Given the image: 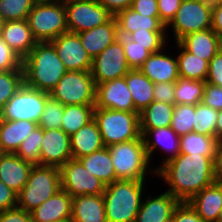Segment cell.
I'll use <instances>...</instances> for the list:
<instances>
[{"mask_svg":"<svg viewBox=\"0 0 222 222\" xmlns=\"http://www.w3.org/2000/svg\"><path fill=\"white\" fill-rule=\"evenodd\" d=\"M194 1H211V0H194Z\"/></svg>","mask_w":222,"mask_h":222,"instance_id":"obj_62","label":"cell"},{"mask_svg":"<svg viewBox=\"0 0 222 222\" xmlns=\"http://www.w3.org/2000/svg\"><path fill=\"white\" fill-rule=\"evenodd\" d=\"M126 83L134 103V112H141L154 101V83L139 69H131L125 75Z\"/></svg>","mask_w":222,"mask_h":222,"instance_id":"obj_30","label":"cell"},{"mask_svg":"<svg viewBox=\"0 0 222 222\" xmlns=\"http://www.w3.org/2000/svg\"><path fill=\"white\" fill-rule=\"evenodd\" d=\"M166 31H149L147 29L142 31H134L127 37L132 41L144 46L151 54L158 53L166 47Z\"/></svg>","mask_w":222,"mask_h":222,"instance_id":"obj_41","label":"cell"},{"mask_svg":"<svg viewBox=\"0 0 222 222\" xmlns=\"http://www.w3.org/2000/svg\"><path fill=\"white\" fill-rule=\"evenodd\" d=\"M4 23H5V20L0 16V34H1V31L4 27Z\"/></svg>","mask_w":222,"mask_h":222,"instance_id":"obj_59","label":"cell"},{"mask_svg":"<svg viewBox=\"0 0 222 222\" xmlns=\"http://www.w3.org/2000/svg\"><path fill=\"white\" fill-rule=\"evenodd\" d=\"M17 206V194L0 180V211Z\"/></svg>","mask_w":222,"mask_h":222,"instance_id":"obj_53","label":"cell"},{"mask_svg":"<svg viewBox=\"0 0 222 222\" xmlns=\"http://www.w3.org/2000/svg\"><path fill=\"white\" fill-rule=\"evenodd\" d=\"M61 189L60 168L34 165L17 194V207L30 212Z\"/></svg>","mask_w":222,"mask_h":222,"instance_id":"obj_6","label":"cell"},{"mask_svg":"<svg viewBox=\"0 0 222 222\" xmlns=\"http://www.w3.org/2000/svg\"><path fill=\"white\" fill-rule=\"evenodd\" d=\"M61 188L71 197L102 195L106 184L93 176L79 159L71 158L61 168Z\"/></svg>","mask_w":222,"mask_h":222,"instance_id":"obj_12","label":"cell"},{"mask_svg":"<svg viewBox=\"0 0 222 222\" xmlns=\"http://www.w3.org/2000/svg\"><path fill=\"white\" fill-rule=\"evenodd\" d=\"M116 180H145L148 159L142 136L137 140L108 146Z\"/></svg>","mask_w":222,"mask_h":222,"instance_id":"obj_7","label":"cell"},{"mask_svg":"<svg viewBox=\"0 0 222 222\" xmlns=\"http://www.w3.org/2000/svg\"><path fill=\"white\" fill-rule=\"evenodd\" d=\"M149 161L154 150L159 147L161 151L170 153L162 162V165L174 159L180 154V136L171 127H161L157 129H140ZM150 137V138H149Z\"/></svg>","mask_w":222,"mask_h":222,"instance_id":"obj_18","label":"cell"},{"mask_svg":"<svg viewBox=\"0 0 222 222\" xmlns=\"http://www.w3.org/2000/svg\"><path fill=\"white\" fill-rule=\"evenodd\" d=\"M25 84L49 93L67 72L50 42H37L22 60Z\"/></svg>","mask_w":222,"mask_h":222,"instance_id":"obj_2","label":"cell"},{"mask_svg":"<svg viewBox=\"0 0 222 222\" xmlns=\"http://www.w3.org/2000/svg\"><path fill=\"white\" fill-rule=\"evenodd\" d=\"M0 37L22 60L37 43L33 38L27 19L5 21Z\"/></svg>","mask_w":222,"mask_h":222,"instance_id":"obj_22","label":"cell"},{"mask_svg":"<svg viewBox=\"0 0 222 222\" xmlns=\"http://www.w3.org/2000/svg\"><path fill=\"white\" fill-rule=\"evenodd\" d=\"M128 67L121 40L118 38L92 59L91 75L96 84L124 77Z\"/></svg>","mask_w":222,"mask_h":222,"instance_id":"obj_13","label":"cell"},{"mask_svg":"<svg viewBox=\"0 0 222 222\" xmlns=\"http://www.w3.org/2000/svg\"><path fill=\"white\" fill-rule=\"evenodd\" d=\"M154 101L175 104V82H160L154 84Z\"/></svg>","mask_w":222,"mask_h":222,"instance_id":"obj_49","label":"cell"},{"mask_svg":"<svg viewBox=\"0 0 222 222\" xmlns=\"http://www.w3.org/2000/svg\"><path fill=\"white\" fill-rule=\"evenodd\" d=\"M139 70L154 84L176 82L180 77L177 58L169 57L161 51L151 54Z\"/></svg>","mask_w":222,"mask_h":222,"instance_id":"obj_24","label":"cell"},{"mask_svg":"<svg viewBox=\"0 0 222 222\" xmlns=\"http://www.w3.org/2000/svg\"><path fill=\"white\" fill-rule=\"evenodd\" d=\"M71 154L74 159L90 155L104 147L100 130L94 119L70 136Z\"/></svg>","mask_w":222,"mask_h":222,"instance_id":"obj_29","label":"cell"},{"mask_svg":"<svg viewBox=\"0 0 222 222\" xmlns=\"http://www.w3.org/2000/svg\"><path fill=\"white\" fill-rule=\"evenodd\" d=\"M0 222H32L30 212L19 207L0 211Z\"/></svg>","mask_w":222,"mask_h":222,"instance_id":"obj_51","label":"cell"},{"mask_svg":"<svg viewBox=\"0 0 222 222\" xmlns=\"http://www.w3.org/2000/svg\"><path fill=\"white\" fill-rule=\"evenodd\" d=\"M68 32L79 33L108 22L113 15L97 0H64Z\"/></svg>","mask_w":222,"mask_h":222,"instance_id":"obj_11","label":"cell"},{"mask_svg":"<svg viewBox=\"0 0 222 222\" xmlns=\"http://www.w3.org/2000/svg\"><path fill=\"white\" fill-rule=\"evenodd\" d=\"M183 0H157L159 19L167 26L175 17Z\"/></svg>","mask_w":222,"mask_h":222,"instance_id":"obj_47","label":"cell"},{"mask_svg":"<svg viewBox=\"0 0 222 222\" xmlns=\"http://www.w3.org/2000/svg\"><path fill=\"white\" fill-rule=\"evenodd\" d=\"M144 180H116L103 193L107 222H135Z\"/></svg>","mask_w":222,"mask_h":222,"instance_id":"obj_3","label":"cell"},{"mask_svg":"<svg viewBox=\"0 0 222 222\" xmlns=\"http://www.w3.org/2000/svg\"><path fill=\"white\" fill-rule=\"evenodd\" d=\"M95 108L134 112L125 76L96 84Z\"/></svg>","mask_w":222,"mask_h":222,"instance_id":"obj_16","label":"cell"},{"mask_svg":"<svg viewBox=\"0 0 222 222\" xmlns=\"http://www.w3.org/2000/svg\"><path fill=\"white\" fill-rule=\"evenodd\" d=\"M206 83L222 87V56L219 53L209 61Z\"/></svg>","mask_w":222,"mask_h":222,"instance_id":"obj_50","label":"cell"},{"mask_svg":"<svg viewBox=\"0 0 222 222\" xmlns=\"http://www.w3.org/2000/svg\"><path fill=\"white\" fill-rule=\"evenodd\" d=\"M93 119L106 147L141 137L138 112L94 108Z\"/></svg>","mask_w":222,"mask_h":222,"instance_id":"obj_5","label":"cell"},{"mask_svg":"<svg viewBox=\"0 0 222 222\" xmlns=\"http://www.w3.org/2000/svg\"><path fill=\"white\" fill-rule=\"evenodd\" d=\"M82 46L93 59L99 55L105 48L118 39L117 22L113 16L103 25L94 27L90 30L77 33Z\"/></svg>","mask_w":222,"mask_h":222,"instance_id":"obj_23","label":"cell"},{"mask_svg":"<svg viewBox=\"0 0 222 222\" xmlns=\"http://www.w3.org/2000/svg\"><path fill=\"white\" fill-rule=\"evenodd\" d=\"M38 126L27 120L0 119V153H16L20 144Z\"/></svg>","mask_w":222,"mask_h":222,"instance_id":"obj_27","label":"cell"},{"mask_svg":"<svg viewBox=\"0 0 222 222\" xmlns=\"http://www.w3.org/2000/svg\"><path fill=\"white\" fill-rule=\"evenodd\" d=\"M211 29L222 37V5L212 3Z\"/></svg>","mask_w":222,"mask_h":222,"instance_id":"obj_55","label":"cell"},{"mask_svg":"<svg viewBox=\"0 0 222 222\" xmlns=\"http://www.w3.org/2000/svg\"><path fill=\"white\" fill-rule=\"evenodd\" d=\"M38 0H0V16L5 21L25 20Z\"/></svg>","mask_w":222,"mask_h":222,"instance_id":"obj_40","label":"cell"},{"mask_svg":"<svg viewBox=\"0 0 222 222\" xmlns=\"http://www.w3.org/2000/svg\"><path fill=\"white\" fill-rule=\"evenodd\" d=\"M211 15V1L183 0L175 17L166 27L172 25L174 39L178 42L190 33L211 29Z\"/></svg>","mask_w":222,"mask_h":222,"instance_id":"obj_10","label":"cell"},{"mask_svg":"<svg viewBox=\"0 0 222 222\" xmlns=\"http://www.w3.org/2000/svg\"><path fill=\"white\" fill-rule=\"evenodd\" d=\"M219 40L212 29H206L190 33L178 43L191 54L209 62L218 53Z\"/></svg>","mask_w":222,"mask_h":222,"instance_id":"obj_28","label":"cell"},{"mask_svg":"<svg viewBox=\"0 0 222 222\" xmlns=\"http://www.w3.org/2000/svg\"><path fill=\"white\" fill-rule=\"evenodd\" d=\"M32 167L15 153H0V180L16 194L26 184Z\"/></svg>","mask_w":222,"mask_h":222,"instance_id":"obj_21","label":"cell"},{"mask_svg":"<svg viewBox=\"0 0 222 222\" xmlns=\"http://www.w3.org/2000/svg\"><path fill=\"white\" fill-rule=\"evenodd\" d=\"M170 222H204L188 202H179Z\"/></svg>","mask_w":222,"mask_h":222,"instance_id":"obj_46","label":"cell"},{"mask_svg":"<svg viewBox=\"0 0 222 222\" xmlns=\"http://www.w3.org/2000/svg\"><path fill=\"white\" fill-rule=\"evenodd\" d=\"M211 2L213 4H220V5H222V0H211Z\"/></svg>","mask_w":222,"mask_h":222,"instance_id":"obj_60","label":"cell"},{"mask_svg":"<svg viewBox=\"0 0 222 222\" xmlns=\"http://www.w3.org/2000/svg\"><path fill=\"white\" fill-rule=\"evenodd\" d=\"M141 202L135 222H170L175 207L180 202L169 192L152 198L148 196Z\"/></svg>","mask_w":222,"mask_h":222,"instance_id":"obj_20","label":"cell"},{"mask_svg":"<svg viewBox=\"0 0 222 222\" xmlns=\"http://www.w3.org/2000/svg\"><path fill=\"white\" fill-rule=\"evenodd\" d=\"M50 42L67 71H91L92 58L77 33L66 32Z\"/></svg>","mask_w":222,"mask_h":222,"instance_id":"obj_14","label":"cell"},{"mask_svg":"<svg viewBox=\"0 0 222 222\" xmlns=\"http://www.w3.org/2000/svg\"><path fill=\"white\" fill-rule=\"evenodd\" d=\"M43 110L38 126L43 129H60L64 105L49 95Z\"/></svg>","mask_w":222,"mask_h":222,"instance_id":"obj_43","label":"cell"},{"mask_svg":"<svg viewBox=\"0 0 222 222\" xmlns=\"http://www.w3.org/2000/svg\"><path fill=\"white\" fill-rule=\"evenodd\" d=\"M27 21L37 42L54 40L68 32L64 0H38Z\"/></svg>","mask_w":222,"mask_h":222,"instance_id":"obj_4","label":"cell"},{"mask_svg":"<svg viewBox=\"0 0 222 222\" xmlns=\"http://www.w3.org/2000/svg\"><path fill=\"white\" fill-rule=\"evenodd\" d=\"M217 140L215 136H207L191 132L180 136V153L192 156H214Z\"/></svg>","mask_w":222,"mask_h":222,"instance_id":"obj_34","label":"cell"},{"mask_svg":"<svg viewBox=\"0 0 222 222\" xmlns=\"http://www.w3.org/2000/svg\"><path fill=\"white\" fill-rule=\"evenodd\" d=\"M95 105L64 106L61 128L71 136L93 119Z\"/></svg>","mask_w":222,"mask_h":222,"instance_id":"obj_35","label":"cell"},{"mask_svg":"<svg viewBox=\"0 0 222 222\" xmlns=\"http://www.w3.org/2000/svg\"><path fill=\"white\" fill-rule=\"evenodd\" d=\"M218 110L204 105L202 102L195 105L193 132L207 136H215Z\"/></svg>","mask_w":222,"mask_h":222,"instance_id":"obj_37","label":"cell"},{"mask_svg":"<svg viewBox=\"0 0 222 222\" xmlns=\"http://www.w3.org/2000/svg\"><path fill=\"white\" fill-rule=\"evenodd\" d=\"M79 160L86 170L106 185L116 181L115 169L108 147L104 146L90 155L79 158Z\"/></svg>","mask_w":222,"mask_h":222,"instance_id":"obj_31","label":"cell"},{"mask_svg":"<svg viewBox=\"0 0 222 222\" xmlns=\"http://www.w3.org/2000/svg\"><path fill=\"white\" fill-rule=\"evenodd\" d=\"M188 203L204 222H218L222 210V182L215 181L203 188Z\"/></svg>","mask_w":222,"mask_h":222,"instance_id":"obj_19","label":"cell"},{"mask_svg":"<svg viewBox=\"0 0 222 222\" xmlns=\"http://www.w3.org/2000/svg\"><path fill=\"white\" fill-rule=\"evenodd\" d=\"M206 82L179 77L175 82V104L197 105L202 102Z\"/></svg>","mask_w":222,"mask_h":222,"instance_id":"obj_36","label":"cell"},{"mask_svg":"<svg viewBox=\"0 0 222 222\" xmlns=\"http://www.w3.org/2000/svg\"><path fill=\"white\" fill-rule=\"evenodd\" d=\"M175 104L152 101L139 112L140 129L170 127Z\"/></svg>","mask_w":222,"mask_h":222,"instance_id":"obj_32","label":"cell"},{"mask_svg":"<svg viewBox=\"0 0 222 222\" xmlns=\"http://www.w3.org/2000/svg\"><path fill=\"white\" fill-rule=\"evenodd\" d=\"M109 13L115 16L117 13L131 8L134 0H97Z\"/></svg>","mask_w":222,"mask_h":222,"instance_id":"obj_54","label":"cell"},{"mask_svg":"<svg viewBox=\"0 0 222 222\" xmlns=\"http://www.w3.org/2000/svg\"><path fill=\"white\" fill-rule=\"evenodd\" d=\"M30 214L32 222H70L72 197L61 188Z\"/></svg>","mask_w":222,"mask_h":222,"instance_id":"obj_17","label":"cell"},{"mask_svg":"<svg viewBox=\"0 0 222 222\" xmlns=\"http://www.w3.org/2000/svg\"><path fill=\"white\" fill-rule=\"evenodd\" d=\"M24 83L23 69L0 71V110Z\"/></svg>","mask_w":222,"mask_h":222,"instance_id":"obj_39","label":"cell"},{"mask_svg":"<svg viewBox=\"0 0 222 222\" xmlns=\"http://www.w3.org/2000/svg\"><path fill=\"white\" fill-rule=\"evenodd\" d=\"M71 158L70 136L62 129H43L39 165L61 168Z\"/></svg>","mask_w":222,"mask_h":222,"instance_id":"obj_15","label":"cell"},{"mask_svg":"<svg viewBox=\"0 0 222 222\" xmlns=\"http://www.w3.org/2000/svg\"><path fill=\"white\" fill-rule=\"evenodd\" d=\"M23 69L22 59L0 37V71Z\"/></svg>","mask_w":222,"mask_h":222,"instance_id":"obj_45","label":"cell"},{"mask_svg":"<svg viewBox=\"0 0 222 222\" xmlns=\"http://www.w3.org/2000/svg\"><path fill=\"white\" fill-rule=\"evenodd\" d=\"M213 159L214 156L180 153L152 171L168 183L170 188L167 192L180 202H188L203 188L215 182Z\"/></svg>","mask_w":222,"mask_h":222,"instance_id":"obj_1","label":"cell"},{"mask_svg":"<svg viewBox=\"0 0 222 222\" xmlns=\"http://www.w3.org/2000/svg\"><path fill=\"white\" fill-rule=\"evenodd\" d=\"M218 222H222V210H221V212H220V216H219Z\"/></svg>","mask_w":222,"mask_h":222,"instance_id":"obj_61","label":"cell"},{"mask_svg":"<svg viewBox=\"0 0 222 222\" xmlns=\"http://www.w3.org/2000/svg\"><path fill=\"white\" fill-rule=\"evenodd\" d=\"M202 103L215 110H222V87L206 83Z\"/></svg>","mask_w":222,"mask_h":222,"instance_id":"obj_48","label":"cell"},{"mask_svg":"<svg viewBox=\"0 0 222 222\" xmlns=\"http://www.w3.org/2000/svg\"><path fill=\"white\" fill-rule=\"evenodd\" d=\"M70 222H107L103 194L72 197Z\"/></svg>","mask_w":222,"mask_h":222,"instance_id":"obj_25","label":"cell"},{"mask_svg":"<svg viewBox=\"0 0 222 222\" xmlns=\"http://www.w3.org/2000/svg\"><path fill=\"white\" fill-rule=\"evenodd\" d=\"M49 93L31 88L25 83L0 110V119L27 120L38 124Z\"/></svg>","mask_w":222,"mask_h":222,"instance_id":"obj_9","label":"cell"},{"mask_svg":"<svg viewBox=\"0 0 222 222\" xmlns=\"http://www.w3.org/2000/svg\"><path fill=\"white\" fill-rule=\"evenodd\" d=\"M49 95L64 106L95 105L96 83L90 71H67Z\"/></svg>","mask_w":222,"mask_h":222,"instance_id":"obj_8","label":"cell"},{"mask_svg":"<svg viewBox=\"0 0 222 222\" xmlns=\"http://www.w3.org/2000/svg\"><path fill=\"white\" fill-rule=\"evenodd\" d=\"M122 42L124 53L127 59L128 67L130 69H139L142 64L149 58L151 53L140 46L138 43L132 41L127 36H118Z\"/></svg>","mask_w":222,"mask_h":222,"instance_id":"obj_44","label":"cell"},{"mask_svg":"<svg viewBox=\"0 0 222 222\" xmlns=\"http://www.w3.org/2000/svg\"><path fill=\"white\" fill-rule=\"evenodd\" d=\"M215 138L217 142L222 141V110L218 111L217 124L215 129Z\"/></svg>","mask_w":222,"mask_h":222,"instance_id":"obj_57","label":"cell"},{"mask_svg":"<svg viewBox=\"0 0 222 222\" xmlns=\"http://www.w3.org/2000/svg\"><path fill=\"white\" fill-rule=\"evenodd\" d=\"M176 45L181 50L177 57L179 76L206 82L209 62L191 54L178 42Z\"/></svg>","mask_w":222,"mask_h":222,"instance_id":"obj_33","label":"cell"},{"mask_svg":"<svg viewBox=\"0 0 222 222\" xmlns=\"http://www.w3.org/2000/svg\"><path fill=\"white\" fill-rule=\"evenodd\" d=\"M117 22L118 36H128L134 31H166V25L159 17H149L140 14L131 8L125 9L115 16Z\"/></svg>","mask_w":222,"mask_h":222,"instance_id":"obj_26","label":"cell"},{"mask_svg":"<svg viewBox=\"0 0 222 222\" xmlns=\"http://www.w3.org/2000/svg\"><path fill=\"white\" fill-rule=\"evenodd\" d=\"M215 181L222 182V141L217 142L213 159Z\"/></svg>","mask_w":222,"mask_h":222,"instance_id":"obj_56","label":"cell"},{"mask_svg":"<svg viewBox=\"0 0 222 222\" xmlns=\"http://www.w3.org/2000/svg\"><path fill=\"white\" fill-rule=\"evenodd\" d=\"M131 9L149 17H159L157 0H134Z\"/></svg>","mask_w":222,"mask_h":222,"instance_id":"obj_52","label":"cell"},{"mask_svg":"<svg viewBox=\"0 0 222 222\" xmlns=\"http://www.w3.org/2000/svg\"><path fill=\"white\" fill-rule=\"evenodd\" d=\"M43 140V128L37 126L20 144L17 154L22 160L30 164L39 165L40 148Z\"/></svg>","mask_w":222,"mask_h":222,"instance_id":"obj_38","label":"cell"},{"mask_svg":"<svg viewBox=\"0 0 222 222\" xmlns=\"http://www.w3.org/2000/svg\"><path fill=\"white\" fill-rule=\"evenodd\" d=\"M195 105L175 104L170 127L178 136L193 132Z\"/></svg>","mask_w":222,"mask_h":222,"instance_id":"obj_42","label":"cell"},{"mask_svg":"<svg viewBox=\"0 0 222 222\" xmlns=\"http://www.w3.org/2000/svg\"><path fill=\"white\" fill-rule=\"evenodd\" d=\"M218 53L222 56V37L219 40Z\"/></svg>","mask_w":222,"mask_h":222,"instance_id":"obj_58","label":"cell"}]
</instances>
